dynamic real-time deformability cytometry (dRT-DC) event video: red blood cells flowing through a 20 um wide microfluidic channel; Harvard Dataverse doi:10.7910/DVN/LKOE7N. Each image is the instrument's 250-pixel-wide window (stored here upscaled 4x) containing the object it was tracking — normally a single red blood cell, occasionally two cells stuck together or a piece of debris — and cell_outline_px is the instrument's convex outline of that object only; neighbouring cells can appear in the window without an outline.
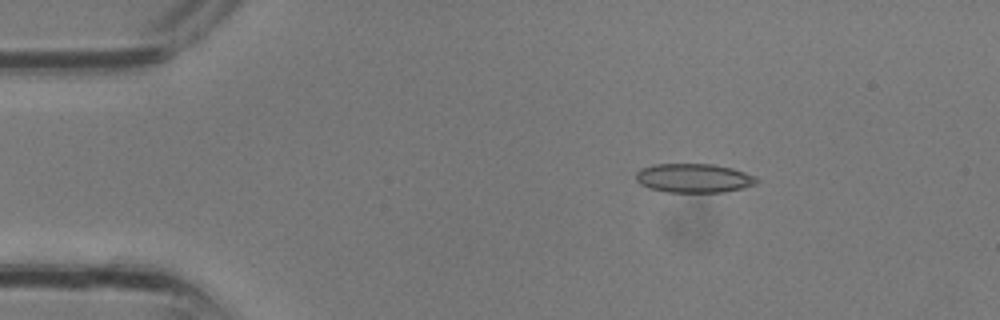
{"species": "common noctule bat (a hibernating species)", "species_latin": "Nyctalus noctula", "temperature_condition": "room temperature", "stored_images_in_passage": 2, "camera_frame_rate_fps": 3000, "um_per_image_px": 0.085, "animal": {"sex": "male", "body_mass_g": 13.3}, "frame": {"image": 1, "passage_image": 1, "time_ms": 0.0, "image_size_px": [1000, 320], "cell_outline_px": [[760, 180], [756, 184], [724, 192], [668, 192], [648, 188], [640, 184], [636, 180], [636, 172], [640, 168], [656, 164], [712, 164], [732, 168], [756, 176]], "centroid_in_image_um": [58.96, 15.14], "position_along_channel_um": 26.0, "area_um2": 20.46}}